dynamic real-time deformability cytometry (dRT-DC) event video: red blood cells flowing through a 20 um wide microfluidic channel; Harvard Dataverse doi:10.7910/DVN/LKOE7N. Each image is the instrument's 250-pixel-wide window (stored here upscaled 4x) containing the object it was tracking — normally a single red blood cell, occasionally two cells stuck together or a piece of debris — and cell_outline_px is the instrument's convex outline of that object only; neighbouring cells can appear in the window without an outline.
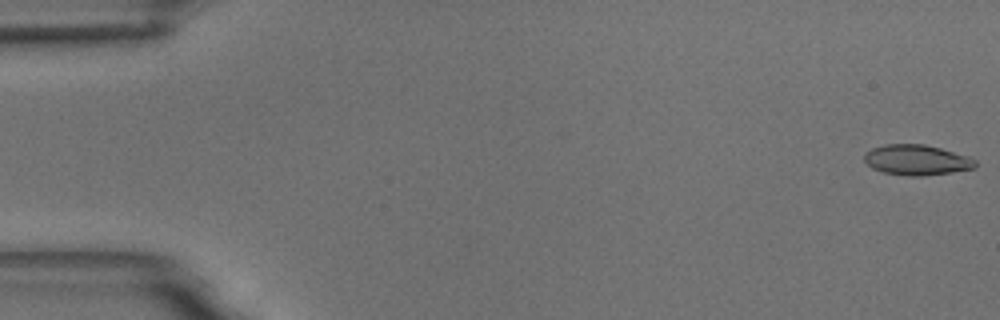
{"species": "common noctule bat (a hibernating species)", "species_latin": "Nyctalus noctula", "temperature_condition": "room temperature", "stored_images_in_passage": 56, "camera_frame_rate_fps": 3000, "um_per_image_px": 0.085, "animal": {"sex": "male", "body_mass_g": 18.8}, "frame": {"image": 1, "passage_image": 1, "time_ms": 0.0, "image_size_px": [1000, 320], "cell_outline_px": [[976, 168], [952, 172], [924, 176], [908, 176], [884, 172], [872, 168], [864, 160], [864, 152], [872, 148], [884, 144], [924, 144], [940, 148], [968, 156], [976, 160]], "centroid_in_image_um": [77.91, 13.59], "position_along_channel_um": 7.1, "area_um2": 19.71}}
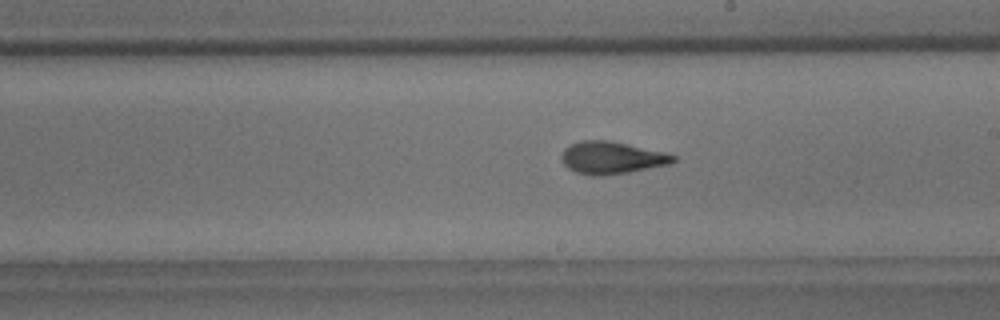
{"frame": {"image": 2, "passage_image": 32, "time_ms": 10.333, "image_size_px": [1000, 320], "cell_outline_px": [[676, 160], [672, 164], [628, 172], [604, 176], [592, 176], [576, 172], [568, 168], [564, 164], [560, 156], [564, 148], [568, 144], [580, 140], [608, 140], [664, 152], [676, 156]], "centroid_in_image_um": [51.96, 13.41], "position_along_channel_um": 237.0, "area_um2": 21.21}}
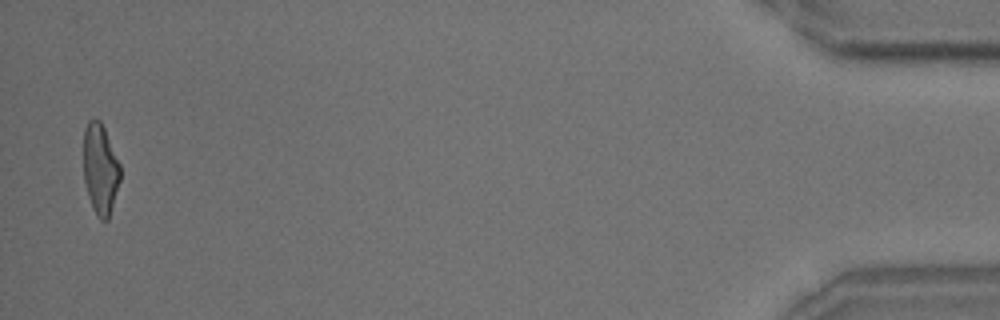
{"frame": {"image": 3, "passage_image": 55, "time_ms": 18.0, "image_size_px": [1000, 320], "cell_outline_px": [[120, 180], [108, 220], [100, 220], [96, 216], [92, 208], [84, 180], [84, 128], [88, 120], [92, 116], [100, 120], [104, 128], [120, 164]], "centroid_in_image_um": [8.52, 14.35], "position_along_channel_um": 426.7, "area_um2": 19.42}, "authors_computed_cell_mechanics": {"area_um2": 20.2011, "velocity_mm_per_s": 3.6349, "shape_relaxation_time_tau1_ms": 7.3906, "shape_relaxation_time_tau2_ms": 1.9335, "deformation_change_tau1": 0.2268, "deformation_change_tau2": 0.1059}}